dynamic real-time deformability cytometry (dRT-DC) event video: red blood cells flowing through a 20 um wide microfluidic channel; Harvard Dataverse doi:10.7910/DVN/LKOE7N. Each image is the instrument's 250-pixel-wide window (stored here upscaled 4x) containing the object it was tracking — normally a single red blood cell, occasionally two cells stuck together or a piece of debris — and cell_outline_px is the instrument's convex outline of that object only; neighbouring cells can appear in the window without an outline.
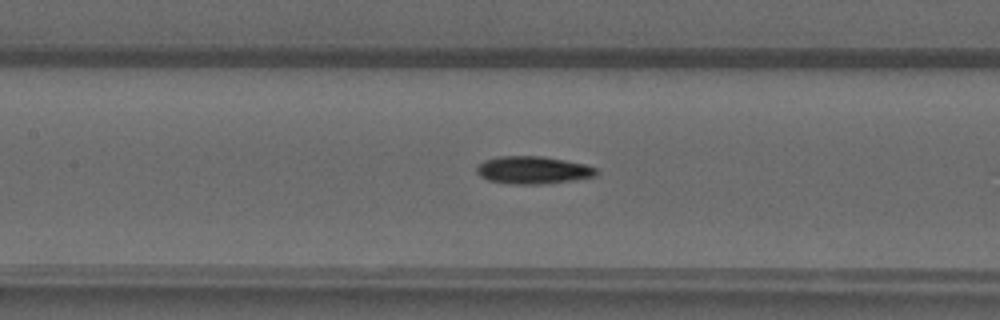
{"species": "common noctule bat (a hibernating species)", "species_latin": "Nyctalus noctula", "temperature_condition": "warm", "stored_images_in_passage": 48, "camera_frame_rate_fps": 3000, "um_per_image_px": 0.085, "animal": {"sex": "male", "forearm_length_mm": 52.5}, "frame": {"image": 1, "passage_image": 22, "time_ms": 7.0, "image_size_px": [1000, 320], "cell_outline_px": [[600, 172], [596, 176], [572, 180], [544, 184], [516, 184], [488, 180], [480, 176], [476, 172], [476, 168], [484, 160], [500, 156], [540, 156], [564, 160], [584, 164], [596, 168]], "centroid_in_image_um": [45.31, 14.46], "position_along_channel_um": 162.1, "area_um2": 19.13}}
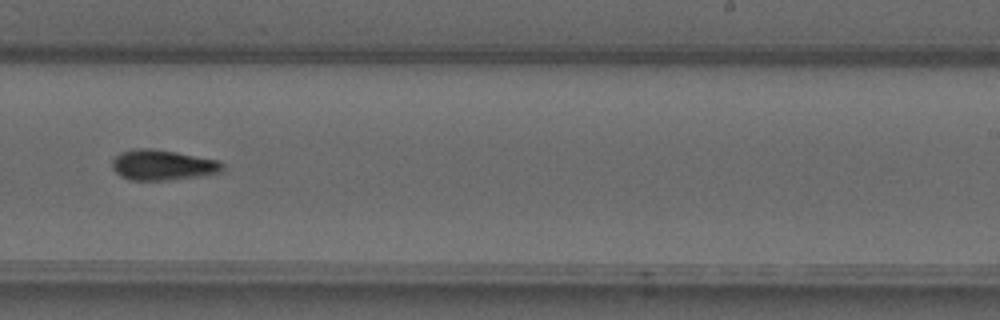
{"frame": {"image": 2, "passage_image": 30, "time_ms": 9.667, "image_size_px": [1000, 320], "cell_outline_px": [[224, 168], [220, 172], [204, 176], [168, 180], [128, 180], [120, 176], [112, 168], [112, 160], [120, 152], [132, 148], [148, 148], [176, 152], [220, 160], [224, 164]], "centroid_in_image_um": [13.83, 14.03], "position_along_channel_um": 275.2, "area_um2": 19.83}}
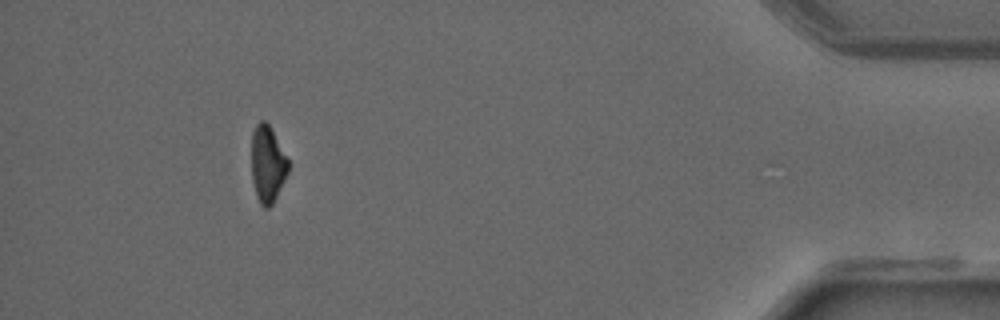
{"frame": {"image": 3, "passage_image": 44, "time_ms": 14.333, "image_size_px": [1000, 320], "cell_outline_px": [[288, 172], [272, 204], [268, 208], [264, 208], [260, 204], [256, 196], [252, 180], [252, 132], [256, 124], [260, 120], [264, 120], [268, 124], [288, 160]], "centroid_in_image_um": [22.71, 13.96], "position_along_channel_um": 412.5, "area_um2": 16.13}}